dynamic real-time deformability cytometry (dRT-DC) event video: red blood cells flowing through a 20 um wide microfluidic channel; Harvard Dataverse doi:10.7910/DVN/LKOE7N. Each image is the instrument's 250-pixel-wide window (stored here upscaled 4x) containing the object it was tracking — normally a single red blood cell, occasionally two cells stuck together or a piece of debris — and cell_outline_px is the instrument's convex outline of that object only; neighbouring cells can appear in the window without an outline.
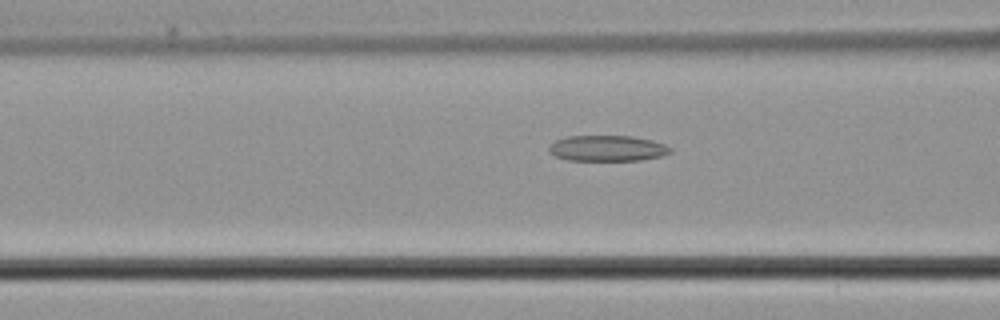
{"species": "common noctule bat (a hibernating species)", "species_latin": "Nyctalus noctula", "temperature_condition": "cold", "stored_images_in_passage": 49, "camera_frame_rate_fps": 3000, "um_per_image_px": 0.085, "animal": {"sex": "male", "body_mass_g": 21.5, "forearm_length_mm": 52.0}, "frame": {"image": 1, "passage_image": 19, "time_ms": 6.0, "image_size_px": [1000, 320], "cell_outline_px": [[672, 152], [660, 156], [640, 160], [568, 160], [556, 156], [548, 152], [548, 148], [556, 140], [568, 136], [632, 136], [652, 140], [664, 144], [672, 148]], "centroid_in_image_um": [51.63, 12.6], "position_along_channel_um": 115.0, "area_um2": 18.15}}
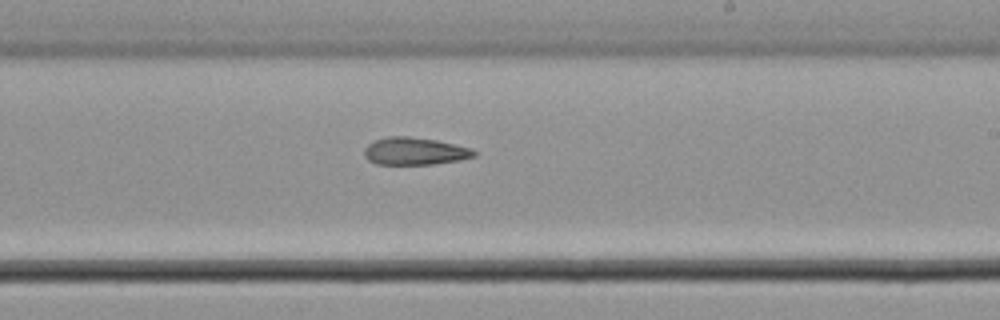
{"frame": {"image": 2, "passage_image": 29, "time_ms": 9.333, "image_size_px": [1000, 320], "cell_outline_px": [[476, 156], [460, 160], [432, 164], [376, 164], [368, 160], [364, 156], [364, 148], [368, 144], [376, 140], [388, 136], [408, 136], [436, 140], [472, 148], [476, 152]], "centroid_in_image_um": [35.25, 12.85], "position_along_channel_um": 253.8, "area_um2": 17.57}}
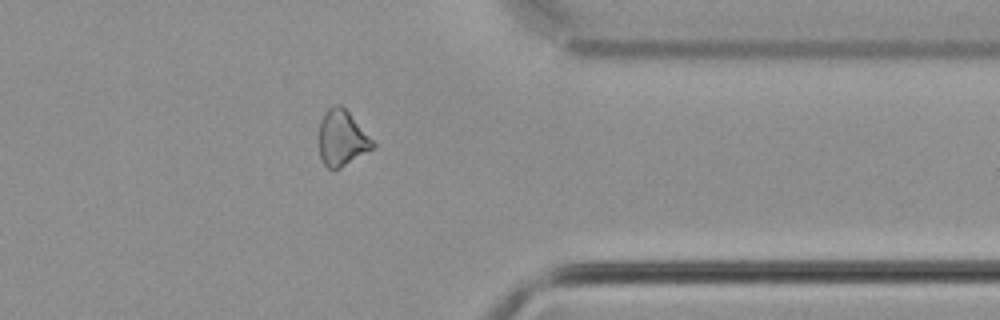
{"frame": {"image": 3, "passage_image": 39, "time_ms": 12.667, "image_size_px": [1000, 320], "cell_outline_px": [[376, 148], [340, 168], [328, 168], [324, 164], [320, 156], [320, 120], [324, 112], [332, 104], [340, 104], [348, 112], [376, 144]], "centroid_in_image_um": [29.08, 11.74], "position_along_channel_um": 382.3, "area_um2": 17.34}}